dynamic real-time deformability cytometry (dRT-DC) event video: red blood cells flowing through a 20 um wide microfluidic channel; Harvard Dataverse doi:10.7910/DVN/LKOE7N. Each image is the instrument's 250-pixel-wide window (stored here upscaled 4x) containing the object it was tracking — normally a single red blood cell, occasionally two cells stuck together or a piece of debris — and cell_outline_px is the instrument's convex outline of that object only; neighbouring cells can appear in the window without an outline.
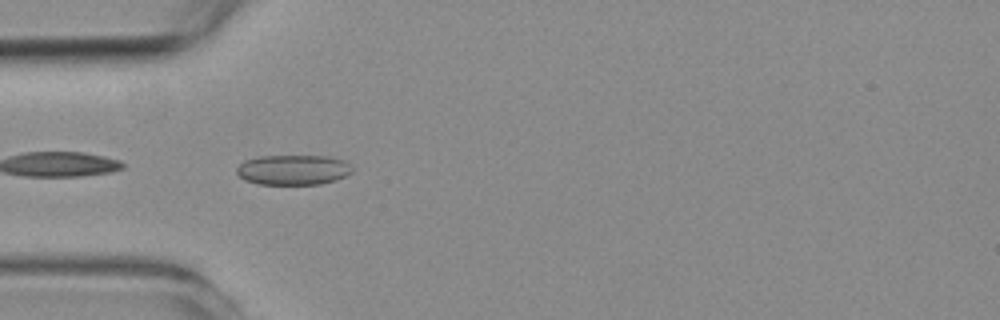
{"species": "common noctule bat (a hibernating species)", "species_latin": "Nyctalus noctula", "temperature_condition": "room temperature", "stored_images_in_passage": 42, "camera_frame_rate_fps": 3000, "um_per_image_px": 0.085, "animal": {"sex": "female", "body_mass_g": 19.3, "forearm_length_mm": 54.1}, "frame": {"image": 1, "passage_image": 1, "time_ms": 0.0, "image_size_px": [1000, 320], "cell_outline_px": [[352, 172], [348, 176], [336, 180], [320, 184], [256, 184], [244, 180], [236, 172], [236, 168], [244, 160], [256, 156], [324, 156], [344, 160], [352, 168]], "centroid_in_image_um": [24.9, 14.44], "position_along_channel_um": 60.1, "area_um2": 20.4}}
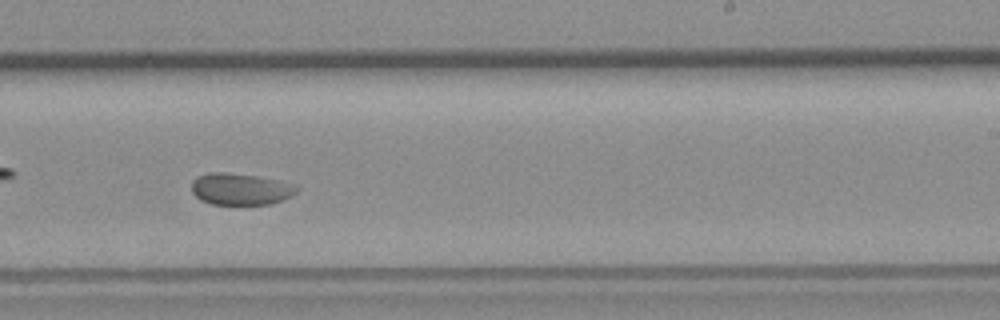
{"frame": {"image": 2, "passage_image": 19, "time_ms": 6.0, "image_size_px": [1000, 320], "cell_outline_px": [[296, 192], [292, 196], [284, 200], [268, 204], [212, 204], [200, 200], [192, 192], [192, 180], [196, 176], [208, 172], [224, 172], [256, 176], [280, 180], [296, 184]], "centroid_in_image_um": [20.43, 16.06], "position_along_channel_um": 268.6, "area_um2": 19.54}}
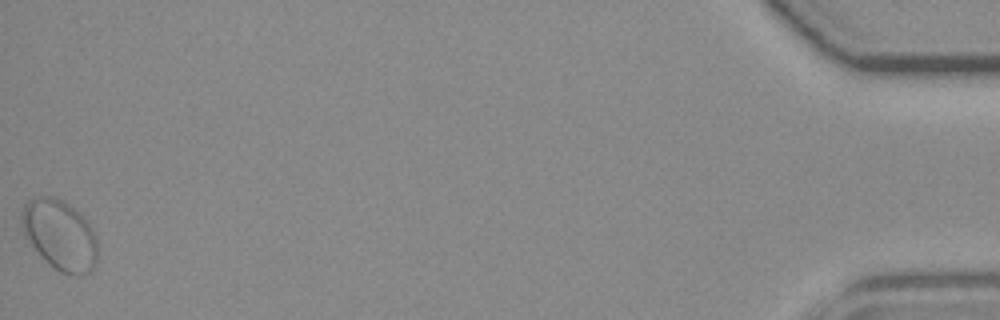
{"frame": {"image": 3, "passage_image": 42, "time_ms": 13.667, "image_size_px": [1000, 320], "cell_outline_px": [[96, 264], [84, 276], [72, 276], [60, 272], [40, 256], [24, 232], [20, 224], [20, 212], [24, 204], [28, 200], [36, 196], [52, 196], [68, 204], [84, 216], [88, 220], [96, 232]], "centroid_in_image_um": [5.09, 19.96], "position_along_channel_um": 430.1, "area_um2": 31.33}, "authors_computed_cell_mechanics": {"area_um2": 20.0855, "velocity_mm_per_s": 3.4787, "shape_relaxation_time_tau1_ms": 5.539, "shape_relaxation_time_tau2_ms": null, "deformation_change_tau1": 0.0842, "deformation_change_tau2": null}}